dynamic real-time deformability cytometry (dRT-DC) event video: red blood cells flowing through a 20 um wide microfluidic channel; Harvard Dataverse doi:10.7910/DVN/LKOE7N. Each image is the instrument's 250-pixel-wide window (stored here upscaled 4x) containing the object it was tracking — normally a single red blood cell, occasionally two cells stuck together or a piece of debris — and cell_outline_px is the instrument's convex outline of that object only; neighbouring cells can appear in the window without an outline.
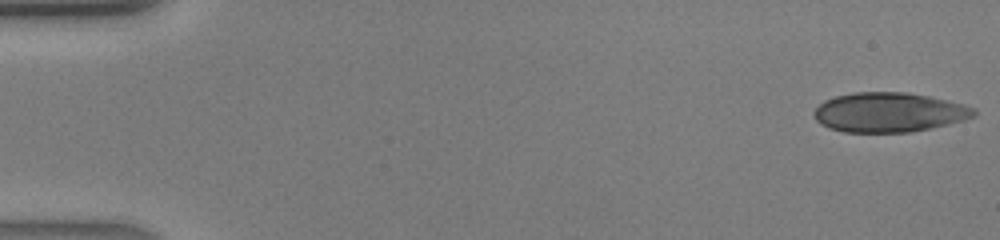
{"species": "human", "species_latin": "Homo sapiens", "temperature_condition": "warm", "stored_images_in_passage": 41, "camera_frame_rate_fps": 3000, "um_per_image_px": 0.085, "donor": {"sex": "male"}, "frame": {"image": 1, "passage_image": 1, "time_ms": 0.0, "image_size_px": [1000, 240], "cell_outline_px": [[976, 112], [972, 116], [960, 120], [928, 128], [908, 132], [844, 132], [828, 128], [816, 120], [816, 108], [824, 100], [836, 96], [856, 92], [904, 92], [928, 96], [976, 108]], "centroid_in_image_um": [75.51, 9.54], "position_along_channel_um": 9.5, "area_um2": 36.13}}
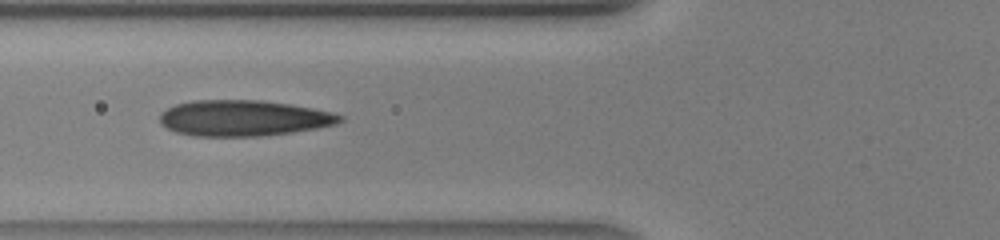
{"frame": {"image": 2, "passage_image": 16, "time_ms": 5.0, "image_size_px": [1000, 240], "cell_outline_px": [[344, 120], [336, 124], [316, 128], [260, 136], [192, 136], [176, 132], [160, 124], [160, 112], [176, 104], [192, 100], [260, 100], [288, 104], [312, 108], [344, 116]], "centroid_in_image_um": [20.65, 10.04], "position_along_channel_um": 105.2, "area_um2": 37.45}}
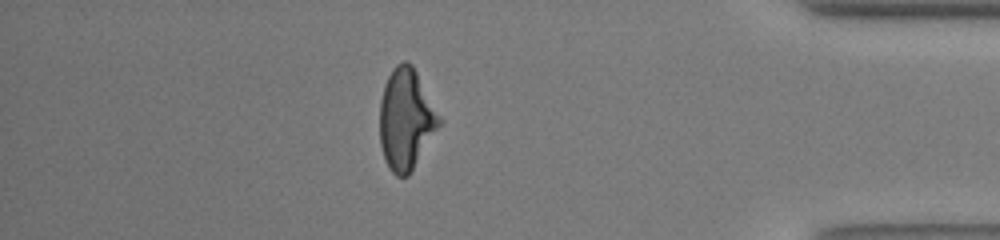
{"frame": {"image": 3, "passage_image": 36, "time_ms": 11.667, "image_size_px": [1000, 240], "cell_outline_px": [[444, 120], [408, 176], [396, 176], [388, 168], [384, 160], [380, 144], [380, 100], [384, 84], [392, 68], [396, 64], [404, 60], [408, 60], [412, 64]], "centroid_in_image_um": [34.52, 10.11], "position_along_channel_um": 400.7, "area_um2": 35.49}}